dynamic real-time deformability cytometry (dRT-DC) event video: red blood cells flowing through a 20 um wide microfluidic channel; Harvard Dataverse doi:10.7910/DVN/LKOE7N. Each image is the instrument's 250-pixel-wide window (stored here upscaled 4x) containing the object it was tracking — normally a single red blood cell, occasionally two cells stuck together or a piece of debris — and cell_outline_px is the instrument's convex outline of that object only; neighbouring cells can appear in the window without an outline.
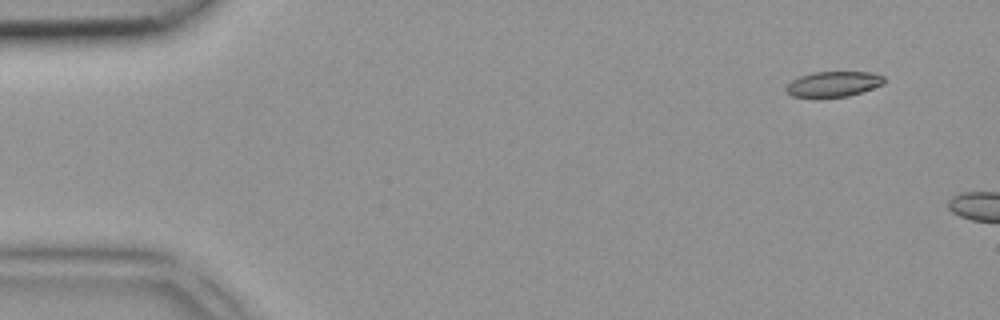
{"species": "common noctule bat (a hibernating species)", "species_latin": "Nyctalus noctula", "temperature_condition": "room temperature", "stored_images_in_passage": 2, "camera_frame_rate_fps": 3000, "um_per_image_px": 0.085, "animal": {"sex": "female", "body_mass_g": 18.4}, "frame": {"image": 1, "passage_image": 1, "time_ms": 0.0, "image_size_px": [1000, 320], "cell_outline_px": [[884, 84], [848, 96], [820, 100], [816, 100], [792, 96], [784, 88], [792, 80], [800, 76], [812, 72], [872, 72], [884, 76]], "centroid_in_image_um": [70.79, 7.18], "position_along_channel_um": 14.2, "area_um2": 15.03}}